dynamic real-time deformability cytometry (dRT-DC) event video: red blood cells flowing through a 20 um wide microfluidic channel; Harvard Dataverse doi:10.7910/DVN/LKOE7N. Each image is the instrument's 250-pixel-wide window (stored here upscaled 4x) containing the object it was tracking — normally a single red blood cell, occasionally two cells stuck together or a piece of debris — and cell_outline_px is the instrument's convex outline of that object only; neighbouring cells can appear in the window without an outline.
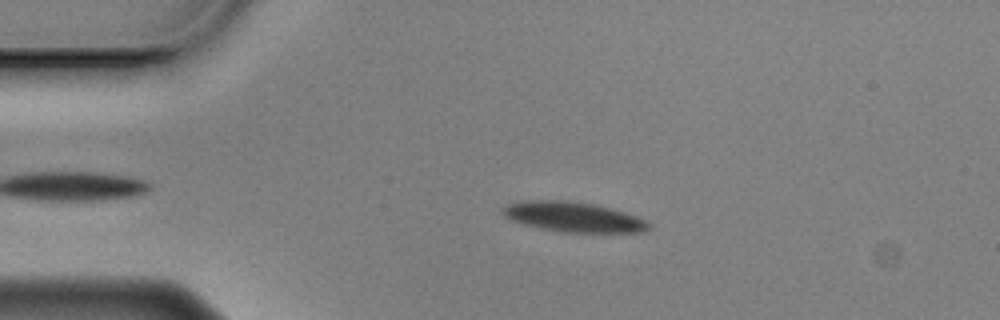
{"species": "Egyptian fruit bat (a non-hibernating species)", "species_latin": "Rousettus aegyptiacus", "temperature_condition": "cold", "stored_images_in_passage": 51, "camera_frame_rate_fps": 3000, "um_per_image_px": 0.085, "animal": {"sex": "male"}, "frame": {"image": 1, "passage_image": 11, "time_ms": 3.333, "image_size_px": [1000, 320], "cell_outline_px": [[652, 224], [648, 228], [640, 232], [564, 232], [540, 228], [512, 220], [504, 216], [504, 208], [508, 204], [528, 200], [564, 200], [592, 204], [624, 212], [636, 216]], "centroid_in_image_um": [48.74, 18.44], "position_along_channel_um": 36.3, "area_um2": 24.91}}
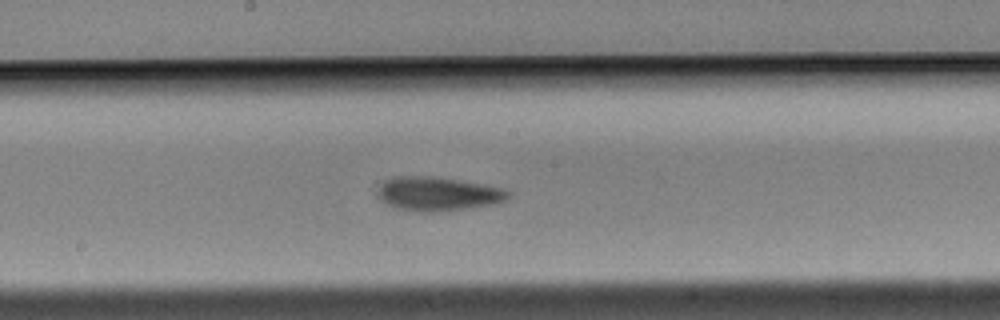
{"frame": {"image": 2, "passage_image": 29, "time_ms": 9.333, "image_size_px": [1000, 320], "cell_outline_px": [[508, 196], [504, 200], [492, 204], [464, 208], [396, 208], [380, 200], [376, 196], [380, 184], [384, 180], [396, 176], [432, 176], [480, 184], [500, 188], [508, 192]], "centroid_in_image_um": [37.13, 16.41], "position_along_channel_um": 211.1, "area_um2": 24.16}}
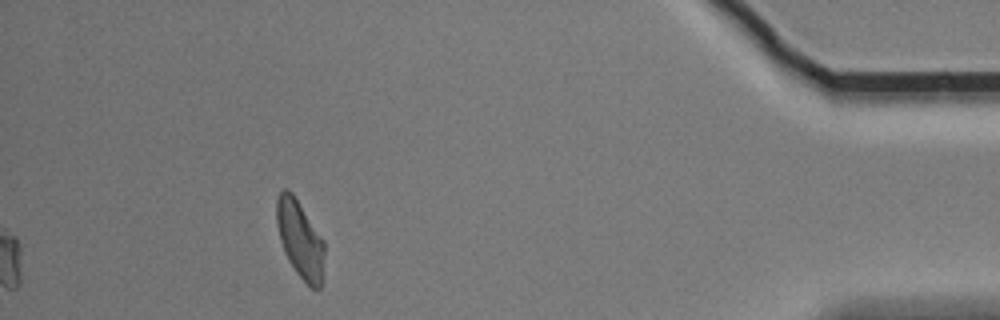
{"frame": {"image": 3, "passage_image": 51, "time_ms": 16.667, "image_size_px": [1000, 320], "cell_outline_px": [[324, 252], [320, 288], [312, 288], [296, 272], [288, 260], [284, 252], [280, 240], [276, 220], [276, 200], [280, 192], [284, 188], [288, 188], [292, 192], [324, 240]], "centroid_in_image_um": [25.48, 20.29], "position_along_channel_um": 409.7, "area_um2": 21.33}, "authors_computed_cell_mechanics": {"area_um2": 24.3916, "velocity_mm_per_s": 3.475, "shape_relaxation_time_tau1_ms": 3.7953, "shape_relaxation_time_tau2_ms": 9.0565, "deformation_change_tau1": 0.1123, "deformation_change_tau2": 0.186}}